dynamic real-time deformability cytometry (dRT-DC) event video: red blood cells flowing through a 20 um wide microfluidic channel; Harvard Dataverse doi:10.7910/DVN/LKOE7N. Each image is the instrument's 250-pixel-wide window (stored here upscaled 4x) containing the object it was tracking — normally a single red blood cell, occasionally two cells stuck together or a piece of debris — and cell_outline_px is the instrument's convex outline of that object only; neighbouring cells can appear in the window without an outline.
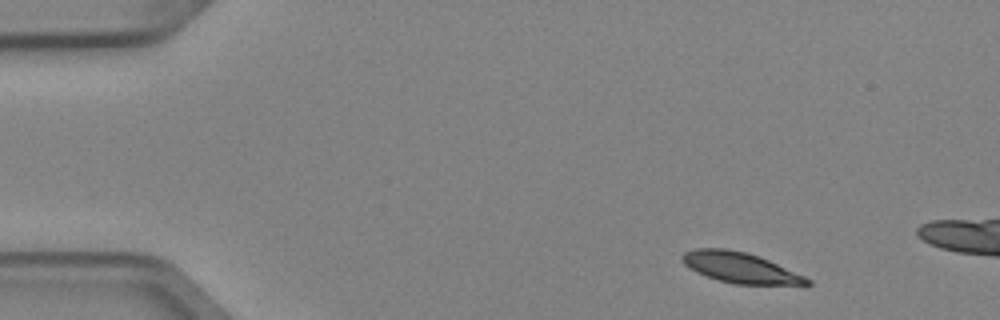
{"species": "Egyptian fruit bat (a non-hibernating species)", "species_latin": "Rousettus aegyptiacus", "temperature_condition": "cold", "stored_images_in_passage": 3, "camera_frame_rate_fps": 3000, "um_per_image_px": 0.085, "animal": {"sex": "female"}, "frame": {"image": 1, "passage_image": 1, "time_ms": 0.0, "image_size_px": [1000, 320], "cell_outline_px": [[812, 284], [732, 284], [696, 272], [684, 264], [680, 256], [684, 252], [696, 248], [728, 248], [760, 256], [804, 276], [812, 280]], "centroid_in_image_um": [62.88, 22.73], "position_along_channel_um": 22.1, "area_um2": 21.96}}